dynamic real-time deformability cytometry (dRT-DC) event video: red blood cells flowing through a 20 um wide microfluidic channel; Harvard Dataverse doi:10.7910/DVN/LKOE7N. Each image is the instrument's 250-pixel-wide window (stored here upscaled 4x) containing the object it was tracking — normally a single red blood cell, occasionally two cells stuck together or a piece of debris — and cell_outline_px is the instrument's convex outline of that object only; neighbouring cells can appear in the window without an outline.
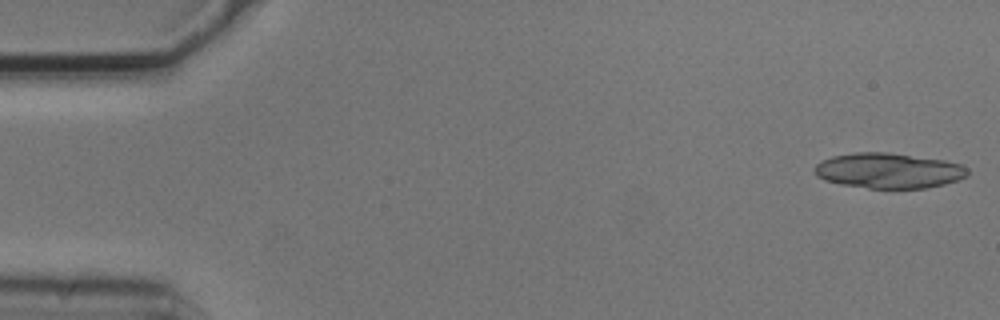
{"species": "common noctule bat (a hibernating species)", "species_latin": "Nyctalus noctula", "temperature_condition": "cold", "stored_images_in_passage": 5, "camera_frame_rate_fps": 3000, "um_per_image_px": 0.085, "animal": {"sex": "male", "body_mass_g": 20.5, "forearm_length_mm": 52.5}, "frame": {"image": 1, "passage_image": 1, "time_ms": 0.0, "image_size_px": [1000, 320], "cell_outline_px": [[968, 176], [944, 184], [924, 188], [868, 188], [840, 184], [824, 180], [816, 176], [816, 164], [832, 156], [856, 152], [888, 152], [944, 160], [960, 164], [968, 168]], "centroid_in_image_um": [75.54, 14.5], "position_along_channel_um": 9.5, "area_um2": 31.33}}